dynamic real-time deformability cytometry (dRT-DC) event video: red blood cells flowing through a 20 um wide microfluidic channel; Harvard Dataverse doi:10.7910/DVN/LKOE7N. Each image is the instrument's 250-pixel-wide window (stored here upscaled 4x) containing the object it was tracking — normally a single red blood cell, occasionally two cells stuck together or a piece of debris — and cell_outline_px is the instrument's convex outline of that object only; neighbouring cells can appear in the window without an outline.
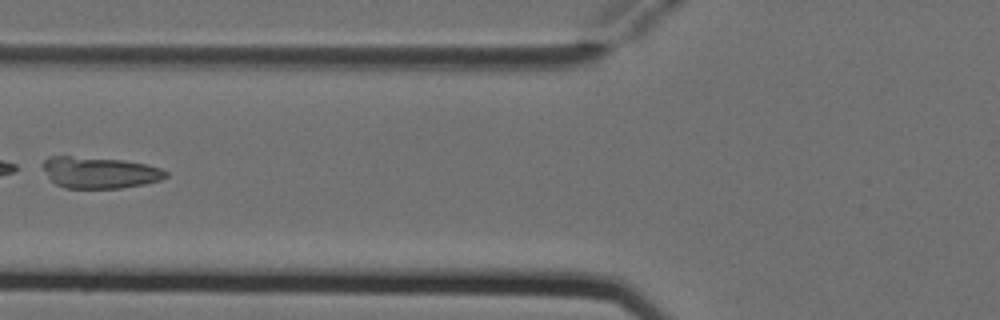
{"species": "Egyptian fruit bat (a non-hibernating species)", "species_latin": "Rousettus aegyptiacus", "temperature_condition": "cold", "stored_images_in_passage": 6, "camera_frame_rate_fps": 3000, "um_per_image_px": 0.085, "animal": {"sex": "female"}, "frame": {"image": 1, "passage_image": 6, "time_ms": 1.667, "image_size_px": [1000, 320], "cell_outline_px": [[168, 176], [160, 180], [144, 184], [120, 188], [64, 188], [56, 184], [52, 180], [44, 168], [44, 160], [48, 156], [68, 156], [124, 160], [148, 164], [160, 168], [168, 172]], "centroid_in_image_um": [8.51, 14.66], "position_along_channel_um": 117.3, "area_um2": 22.37}}